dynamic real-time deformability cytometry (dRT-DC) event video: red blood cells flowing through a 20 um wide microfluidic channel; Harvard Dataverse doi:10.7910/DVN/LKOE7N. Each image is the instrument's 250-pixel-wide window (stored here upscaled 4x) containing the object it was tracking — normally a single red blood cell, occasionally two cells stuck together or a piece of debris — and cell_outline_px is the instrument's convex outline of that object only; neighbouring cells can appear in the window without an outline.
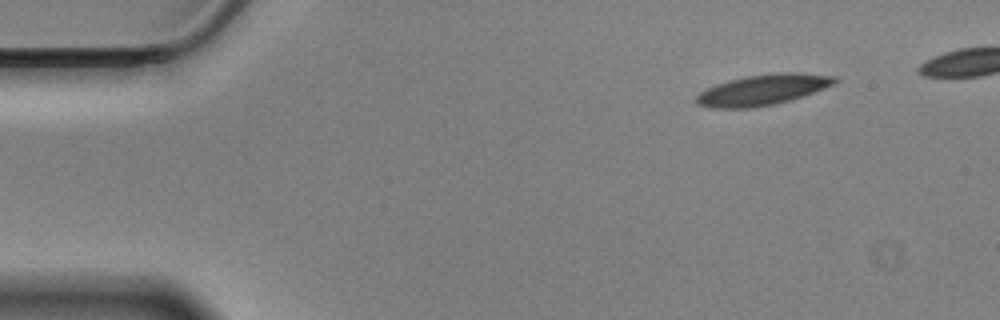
{"species": "Egyptian fruit bat (a non-hibernating species)", "species_latin": "Rousettus aegyptiacus", "temperature_condition": "cold", "stored_images_in_passage": 47, "camera_frame_rate_fps": 3000, "um_per_image_px": 0.085, "animal": {"sex": "male"}, "frame": {"image": 1, "passage_image": 1, "time_ms": 0.0, "image_size_px": [1000, 320], "cell_outline_px": [[840, 80], [836, 84], [804, 96], [792, 100], [776, 104], [752, 108], [712, 108], [696, 104], [696, 96], [700, 92], [716, 84], [728, 80], [748, 76], [776, 72], [796, 72], [836, 76]], "centroid_in_image_um": [64.89, 7.63], "position_along_channel_um": 20.1, "area_um2": 25.03}}
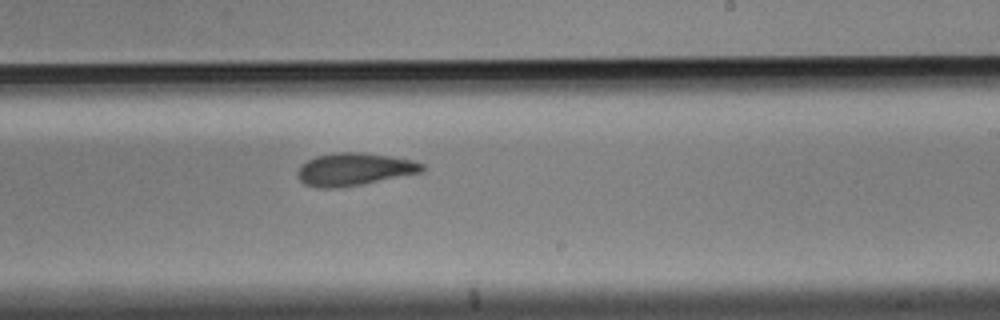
{"frame": {"image": 2, "passage_image": 29, "time_ms": 9.333, "image_size_px": [1000, 320], "cell_outline_px": [[424, 172], [360, 184], [336, 188], [316, 188], [304, 184], [296, 176], [296, 172], [300, 164], [316, 156], [336, 152], [360, 152], [388, 156], [412, 160], [424, 164]], "centroid_in_image_um": [30.06, 14.39], "position_along_channel_um": 258.9, "area_um2": 23.7}}
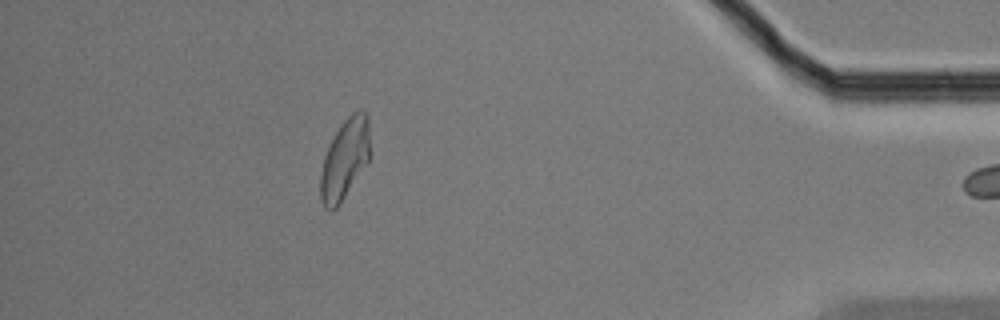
{"frame": {"image": 3, "passage_image": 46, "time_ms": 15.0, "image_size_px": [1000, 320], "cell_outline_px": [[368, 160], [340, 204], [336, 208], [324, 208], [320, 200], [320, 172], [324, 156], [340, 124], [352, 112], [360, 108], [368, 116]], "centroid_in_image_um": [29.27, 13.52], "position_along_channel_um": 405.9, "area_um2": 22.72}}